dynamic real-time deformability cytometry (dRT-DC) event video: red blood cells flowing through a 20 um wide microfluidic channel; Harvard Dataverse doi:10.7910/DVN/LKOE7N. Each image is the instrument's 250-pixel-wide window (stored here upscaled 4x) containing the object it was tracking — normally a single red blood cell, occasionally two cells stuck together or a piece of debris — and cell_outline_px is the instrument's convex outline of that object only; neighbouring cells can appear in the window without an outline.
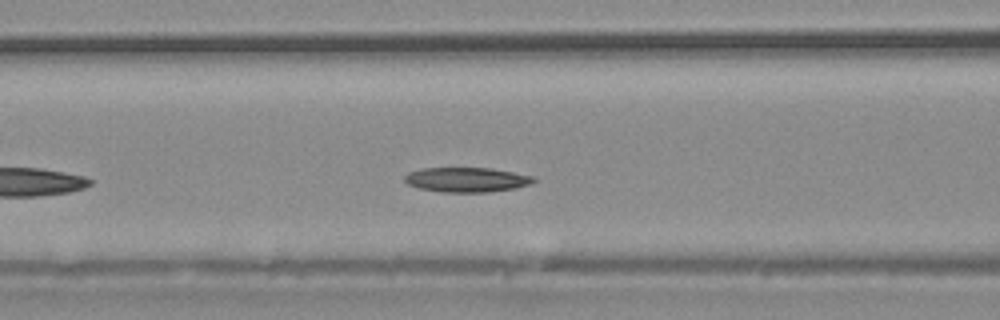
{"species": "common noctule bat (a hibernating species)", "species_latin": "Nyctalus noctula", "temperature_condition": "warm", "stored_images_in_passage": 23, "camera_frame_rate_fps": 3000, "um_per_image_px": 0.085, "animal": {"sex": "male", "body_mass_g": 20.4}, "frame": {"image": 1, "passage_image": 7, "time_ms": 2.0, "image_size_px": [1000, 320], "cell_outline_px": [[536, 180], [532, 184], [516, 188], [488, 192], [440, 192], [420, 188], [408, 184], [404, 180], [404, 176], [408, 172], [420, 168], [492, 168], [532, 176]], "centroid_in_image_um": [39.66, 15.27], "position_along_channel_um": 126.9, "area_um2": 18.61}}
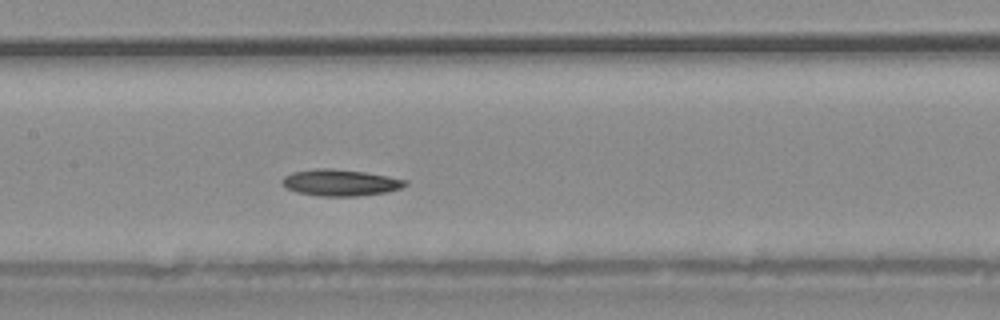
{"frame": {"image": 2, "passage_image": 10, "time_ms": 3.0, "image_size_px": [1000, 320], "cell_outline_px": [[408, 184], [400, 188], [384, 192], [360, 196], [320, 196], [296, 192], [280, 184], [280, 180], [284, 176], [292, 172], [316, 168], [332, 168], [364, 172], [388, 176], [408, 180]], "centroid_in_image_um": [28.89, 15.52], "position_along_channel_um": 178.5, "area_um2": 19.07}}